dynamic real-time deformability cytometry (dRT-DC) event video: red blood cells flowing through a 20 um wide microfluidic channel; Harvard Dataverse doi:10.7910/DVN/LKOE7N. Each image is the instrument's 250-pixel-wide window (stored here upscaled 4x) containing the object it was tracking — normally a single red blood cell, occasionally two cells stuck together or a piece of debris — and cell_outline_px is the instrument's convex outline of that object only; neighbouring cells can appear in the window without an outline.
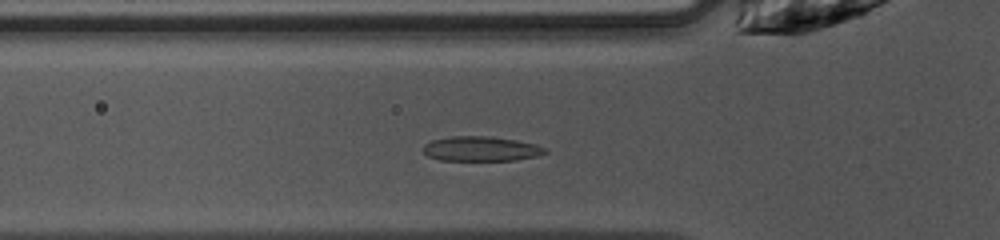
{"species": "common noctule bat (a hibernating species)", "species_latin": "Nyctalus noctula", "temperature_condition": "warm", "stored_images_in_passage": 33, "camera_frame_rate_fps": 3000, "um_per_image_px": 0.085, "animal": {"sex": "female", "body_mass_g": 10.0, "forearm_length_mm": 53.1}, "frame": {"image": 1, "passage_image": 4, "time_ms": 1.0, "image_size_px": [1000, 240], "cell_outline_px": [[548, 152], [536, 156], [516, 160], [440, 160], [428, 156], [420, 148], [424, 144], [432, 140], [452, 136], [492, 136], [516, 140], [536, 144], [548, 148]], "centroid_in_image_um": [40.89, 12.64], "position_along_channel_um": 84.9, "area_um2": 17.74}}
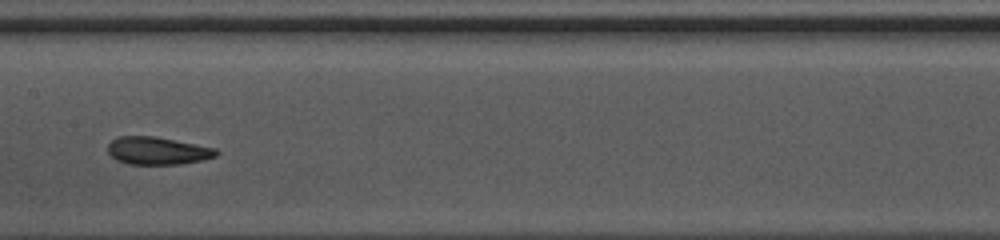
{"frame": {"image": 2, "passage_image": 12, "time_ms": 3.667, "image_size_px": [1000, 240], "cell_outline_px": [[220, 152], [216, 156], [200, 160], [180, 164], [128, 164], [116, 160], [108, 152], [108, 144], [112, 140], [120, 136], [156, 136], [216, 148]], "centroid_in_image_um": [13.39, 12.81], "position_along_channel_um": 194.0, "area_um2": 17.46}}
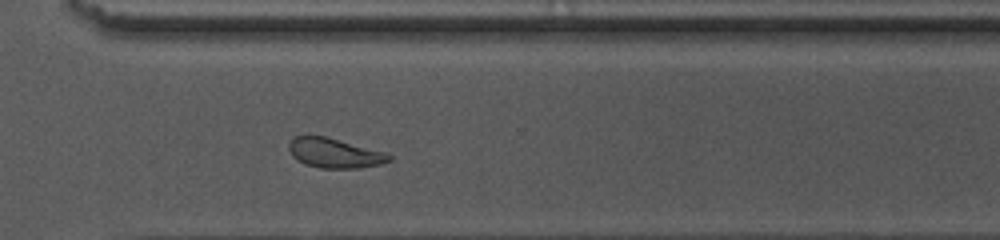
{"frame": {"image": 3, "passage_image": 23, "time_ms": 7.333, "image_size_px": [1000, 240], "cell_outline_px": [[392, 160], [380, 164], [360, 168], [320, 168], [304, 164], [296, 160], [292, 156], [288, 148], [288, 144], [296, 136], [324, 136], [388, 152], [392, 156]], "centroid_in_image_um": [28.46, 13.02], "position_along_channel_um": 342.1, "area_um2": 17.46}, "authors_computed_cell_mechanics": {"area_um2": 17.7446, "velocity_mm_per_s": 4.0552, "shape_relaxation_time_tau1_ms": 2.3519, "shape_relaxation_time_tau2_ms": 1.5243, "deformation_change_tau1": 0.1073, "deformation_change_tau2": 0.0741}}